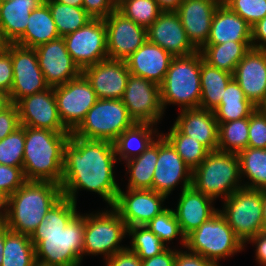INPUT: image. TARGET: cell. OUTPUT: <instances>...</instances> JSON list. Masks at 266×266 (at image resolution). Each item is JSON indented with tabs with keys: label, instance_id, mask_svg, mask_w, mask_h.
<instances>
[{
	"label": "cell",
	"instance_id": "681fc988",
	"mask_svg": "<svg viewBox=\"0 0 266 266\" xmlns=\"http://www.w3.org/2000/svg\"><path fill=\"white\" fill-rule=\"evenodd\" d=\"M13 83L11 45L8 50L0 52V91L10 93Z\"/></svg>",
	"mask_w": 266,
	"mask_h": 266
},
{
	"label": "cell",
	"instance_id": "94428289",
	"mask_svg": "<svg viewBox=\"0 0 266 266\" xmlns=\"http://www.w3.org/2000/svg\"><path fill=\"white\" fill-rule=\"evenodd\" d=\"M11 104L9 94L4 91H0V113L6 110Z\"/></svg>",
	"mask_w": 266,
	"mask_h": 266
},
{
	"label": "cell",
	"instance_id": "b9f144b4",
	"mask_svg": "<svg viewBox=\"0 0 266 266\" xmlns=\"http://www.w3.org/2000/svg\"><path fill=\"white\" fill-rule=\"evenodd\" d=\"M117 9L127 18L146 29L162 12L156 0H125Z\"/></svg>",
	"mask_w": 266,
	"mask_h": 266
},
{
	"label": "cell",
	"instance_id": "e0dca14e",
	"mask_svg": "<svg viewBox=\"0 0 266 266\" xmlns=\"http://www.w3.org/2000/svg\"><path fill=\"white\" fill-rule=\"evenodd\" d=\"M108 58L125 61L147 40V29L127 18L118 9L105 19Z\"/></svg>",
	"mask_w": 266,
	"mask_h": 266
},
{
	"label": "cell",
	"instance_id": "f907efd6",
	"mask_svg": "<svg viewBox=\"0 0 266 266\" xmlns=\"http://www.w3.org/2000/svg\"><path fill=\"white\" fill-rule=\"evenodd\" d=\"M83 8L92 18L100 19L117 9L112 0H83Z\"/></svg>",
	"mask_w": 266,
	"mask_h": 266
},
{
	"label": "cell",
	"instance_id": "7a4b0ae2",
	"mask_svg": "<svg viewBox=\"0 0 266 266\" xmlns=\"http://www.w3.org/2000/svg\"><path fill=\"white\" fill-rule=\"evenodd\" d=\"M71 133L25 126L23 172L27 181H50L60 185L64 148Z\"/></svg>",
	"mask_w": 266,
	"mask_h": 266
},
{
	"label": "cell",
	"instance_id": "91938a15",
	"mask_svg": "<svg viewBox=\"0 0 266 266\" xmlns=\"http://www.w3.org/2000/svg\"><path fill=\"white\" fill-rule=\"evenodd\" d=\"M11 44L4 33L3 26L0 24V52L8 50Z\"/></svg>",
	"mask_w": 266,
	"mask_h": 266
},
{
	"label": "cell",
	"instance_id": "2e32d148",
	"mask_svg": "<svg viewBox=\"0 0 266 266\" xmlns=\"http://www.w3.org/2000/svg\"><path fill=\"white\" fill-rule=\"evenodd\" d=\"M166 196L151 189L120 188L113 208L119 213L126 227L143 226L167 207Z\"/></svg>",
	"mask_w": 266,
	"mask_h": 266
},
{
	"label": "cell",
	"instance_id": "a7ac6f4b",
	"mask_svg": "<svg viewBox=\"0 0 266 266\" xmlns=\"http://www.w3.org/2000/svg\"><path fill=\"white\" fill-rule=\"evenodd\" d=\"M116 7L122 4L125 0H112Z\"/></svg>",
	"mask_w": 266,
	"mask_h": 266
},
{
	"label": "cell",
	"instance_id": "4fadbf2b",
	"mask_svg": "<svg viewBox=\"0 0 266 266\" xmlns=\"http://www.w3.org/2000/svg\"><path fill=\"white\" fill-rule=\"evenodd\" d=\"M121 100L135 123L157 125L162 120L160 86L150 80L130 74Z\"/></svg>",
	"mask_w": 266,
	"mask_h": 266
},
{
	"label": "cell",
	"instance_id": "9a60e30c",
	"mask_svg": "<svg viewBox=\"0 0 266 266\" xmlns=\"http://www.w3.org/2000/svg\"><path fill=\"white\" fill-rule=\"evenodd\" d=\"M178 184H182L181 191L191 187L192 169L183 161L172 144L160 134L152 190L168 198Z\"/></svg>",
	"mask_w": 266,
	"mask_h": 266
},
{
	"label": "cell",
	"instance_id": "83f0119b",
	"mask_svg": "<svg viewBox=\"0 0 266 266\" xmlns=\"http://www.w3.org/2000/svg\"><path fill=\"white\" fill-rule=\"evenodd\" d=\"M153 126L151 123H134L120 134L113 142L117 160L126 162L141 155L161 134Z\"/></svg>",
	"mask_w": 266,
	"mask_h": 266
},
{
	"label": "cell",
	"instance_id": "ffe728a7",
	"mask_svg": "<svg viewBox=\"0 0 266 266\" xmlns=\"http://www.w3.org/2000/svg\"><path fill=\"white\" fill-rule=\"evenodd\" d=\"M82 74L98 99H122L130 76L125 61L109 58L86 67Z\"/></svg>",
	"mask_w": 266,
	"mask_h": 266
},
{
	"label": "cell",
	"instance_id": "ee69618b",
	"mask_svg": "<svg viewBox=\"0 0 266 266\" xmlns=\"http://www.w3.org/2000/svg\"><path fill=\"white\" fill-rule=\"evenodd\" d=\"M25 145V126H20L0 140V164L22 167Z\"/></svg>",
	"mask_w": 266,
	"mask_h": 266
},
{
	"label": "cell",
	"instance_id": "5b68a950",
	"mask_svg": "<svg viewBox=\"0 0 266 266\" xmlns=\"http://www.w3.org/2000/svg\"><path fill=\"white\" fill-rule=\"evenodd\" d=\"M85 231V213H77L61 232L32 233L35 259L53 266H80Z\"/></svg>",
	"mask_w": 266,
	"mask_h": 266
},
{
	"label": "cell",
	"instance_id": "44dd1931",
	"mask_svg": "<svg viewBox=\"0 0 266 266\" xmlns=\"http://www.w3.org/2000/svg\"><path fill=\"white\" fill-rule=\"evenodd\" d=\"M147 40L173 57L187 56L198 51L189 41L176 11H162L147 28Z\"/></svg>",
	"mask_w": 266,
	"mask_h": 266
},
{
	"label": "cell",
	"instance_id": "484cf974",
	"mask_svg": "<svg viewBox=\"0 0 266 266\" xmlns=\"http://www.w3.org/2000/svg\"><path fill=\"white\" fill-rule=\"evenodd\" d=\"M182 134L191 136L209 151L218 147V122L214 111L195 108L180 110L173 124Z\"/></svg>",
	"mask_w": 266,
	"mask_h": 266
},
{
	"label": "cell",
	"instance_id": "e575fe53",
	"mask_svg": "<svg viewBox=\"0 0 266 266\" xmlns=\"http://www.w3.org/2000/svg\"><path fill=\"white\" fill-rule=\"evenodd\" d=\"M237 155L243 187L266 189V149L247 147ZM242 177L247 178L248 181L245 182Z\"/></svg>",
	"mask_w": 266,
	"mask_h": 266
},
{
	"label": "cell",
	"instance_id": "6125c7cd",
	"mask_svg": "<svg viewBox=\"0 0 266 266\" xmlns=\"http://www.w3.org/2000/svg\"><path fill=\"white\" fill-rule=\"evenodd\" d=\"M4 250V224L0 225V266H2V262H3V253Z\"/></svg>",
	"mask_w": 266,
	"mask_h": 266
},
{
	"label": "cell",
	"instance_id": "7c38bea8",
	"mask_svg": "<svg viewBox=\"0 0 266 266\" xmlns=\"http://www.w3.org/2000/svg\"><path fill=\"white\" fill-rule=\"evenodd\" d=\"M66 49L82 71L108 59L104 19L92 18L83 27L63 37Z\"/></svg>",
	"mask_w": 266,
	"mask_h": 266
},
{
	"label": "cell",
	"instance_id": "8fae6325",
	"mask_svg": "<svg viewBox=\"0 0 266 266\" xmlns=\"http://www.w3.org/2000/svg\"><path fill=\"white\" fill-rule=\"evenodd\" d=\"M53 88L60 119L72 133L98 98L82 73L67 83Z\"/></svg>",
	"mask_w": 266,
	"mask_h": 266
},
{
	"label": "cell",
	"instance_id": "89a4df30",
	"mask_svg": "<svg viewBox=\"0 0 266 266\" xmlns=\"http://www.w3.org/2000/svg\"><path fill=\"white\" fill-rule=\"evenodd\" d=\"M214 1L220 5H223V4H226L229 0H214Z\"/></svg>",
	"mask_w": 266,
	"mask_h": 266
},
{
	"label": "cell",
	"instance_id": "ab89813d",
	"mask_svg": "<svg viewBox=\"0 0 266 266\" xmlns=\"http://www.w3.org/2000/svg\"><path fill=\"white\" fill-rule=\"evenodd\" d=\"M127 234L132 236L131 247L127 248L141 260L152 258L168 248L146 225L128 227Z\"/></svg>",
	"mask_w": 266,
	"mask_h": 266
},
{
	"label": "cell",
	"instance_id": "bcb514c9",
	"mask_svg": "<svg viewBox=\"0 0 266 266\" xmlns=\"http://www.w3.org/2000/svg\"><path fill=\"white\" fill-rule=\"evenodd\" d=\"M248 147L266 149V114L258 107L249 116Z\"/></svg>",
	"mask_w": 266,
	"mask_h": 266
},
{
	"label": "cell",
	"instance_id": "6f0895ef",
	"mask_svg": "<svg viewBox=\"0 0 266 266\" xmlns=\"http://www.w3.org/2000/svg\"><path fill=\"white\" fill-rule=\"evenodd\" d=\"M162 11H176L184 0H156Z\"/></svg>",
	"mask_w": 266,
	"mask_h": 266
},
{
	"label": "cell",
	"instance_id": "11a10c76",
	"mask_svg": "<svg viewBox=\"0 0 266 266\" xmlns=\"http://www.w3.org/2000/svg\"><path fill=\"white\" fill-rule=\"evenodd\" d=\"M252 47L266 52V16L251 27Z\"/></svg>",
	"mask_w": 266,
	"mask_h": 266
},
{
	"label": "cell",
	"instance_id": "d6986e66",
	"mask_svg": "<svg viewBox=\"0 0 266 266\" xmlns=\"http://www.w3.org/2000/svg\"><path fill=\"white\" fill-rule=\"evenodd\" d=\"M35 50L39 67L50 87L63 85L82 73L66 49L63 37L42 44Z\"/></svg>",
	"mask_w": 266,
	"mask_h": 266
},
{
	"label": "cell",
	"instance_id": "4316f807",
	"mask_svg": "<svg viewBox=\"0 0 266 266\" xmlns=\"http://www.w3.org/2000/svg\"><path fill=\"white\" fill-rule=\"evenodd\" d=\"M228 41L252 42L251 26L225 4L219 5L212 19L206 44H223Z\"/></svg>",
	"mask_w": 266,
	"mask_h": 266
},
{
	"label": "cell",
	"instance_id": "e7e4bbea",
	"mask_svg": "<svg viewBox=\"0 0 266 266\" xmlns=\"http://www.w3.org/2000/svg\"><path fill=\"white\" fill-rule=\"evenodd\" d=\"M263 225L266 231V189L263 190Z\"/></svg>",
	"mask_w": 266,
	"mask_h": 266
},
{
	"label": "cell",
	"instance_id": "d6a6232c",
	"mask_svg": "<svg viewBox=\"0 0 266 266\" xmlns=\"http://www.w3.org/2000/svg\"><path fill=\"white\" fill-rule=\"evenodd\" d=\"M233 74L212 67L205 61H201L200 84L201 98L199 108L214 110L224 94L225 88Z\"/></svg>",
	"mask_w": 266,
	"mask_h": 266
},
{
	"label": "cell",
	"instance_id": "60d3db41",
	"mask_svg": "<svg viewBox=\"0 0 266 266\" xmlns=\"http://www.w3.org/2000/svg\"><path fill=\"white\" fill-rule=\"evenodd\" d=\"M78 212L76 203L62 197L48 210L33 233L61 232Z\"/></svg>",
	"mask_w": 266,
	"mask_h": 266
},
{
	"label": "cell",
	"instance_id": "f35d334b",
	"mask_svg": "<svg viewBox=\"0 0 266 266\" xmlns=\"http://www.w3.org/2000/svg\"><path fill=\"white\" fill-rule=\"evenodd\" d=\"M175 148L183 161L193 170L210 152L203 144L182 134L174 125L166 134L161 133Z\"/></svg>",
	"mask_w": 266,
	"mask_h": 266
},
{
	"label": "cell",
	"instance_id": "7bdbcfd3",
	"mask_svg": "<svg viewBox=\"0 0 266 266\" xmlns=\"http://www.w3.org/2000/svg\"><path fill=\"white\" fill-rule=\"evenodd\" d=\"M146 226L166 245L173 239H181L180 245H186V237L181 231L180 225L174 214L173 208H166L160 214L156 215Z\"/></svg>",
	"mask_w": 266,
	"mask_h": 266
},
{
	"label": "cell",
	"instance_id": "5bb4252c",
	"mask_svg": "<svg viewBox=\"0 0 266 266\" xmlns=\"http://www.w3.org/2000/svg\"><path fill=\"white\" fill-rule=\"evenodd\" d=\"M11 60L13 68V83L9 93L11 103L16 104L25 96L42 92L50 87L39 67L35 49L12 43Z\"/></svg>",
	"mask_w": 266,
	"mask_h": 266
},
{
	"label": "cell",
	"instance_id": "6da1fadb",
	"mask_svg": "<svg viewBox=\"0 0 266 266\" xmlns=\"http://www.w3.org/2000/svg\"><path fill=\"white\" fill-rule=\"evenodd\" d=\"M117 162L114 144L90 140L72 133L64 148L62 195L77 204L79 190L95 192L113 207L120 190L115 180Z\"/></svg>",
	"mask_w": 266,
	"mask_h": 266
},
{
	"label": "cell",
	"instance_id": "277c9868",
	"mask_svg": "<svg viewBox=\"0 0 266 266\" xmlns=\"http://www.w3.org/2000/svg\"><path fill=\"white\" fill-rule=\"evenodd\" d=\"M200 51L187 56L173 57L163 83L160 101L163 111L167 105H178L181 110L199 108L201 98Z\"/></svg>",
	"mask_w": 266,
	"mask_h": 266
},
{
	"label": "cell",
	"instance_id": "7dc6e473",
	"mask_svg": "<svg viewBox=\"0 0 266 266\" xmlns=\"http://www.w3.org/2000/svg\"><path fill=\"white\" fill-rule=\"evenodd\" d=\"M26 181L23 167L0 164V191L5 193L8 197L19 189Z\"/></svg>",
	"mask_w": 266,
	"mask_h": 266
},
{
	"label": "cell",
	"instance_id": "f5cc1de1",
	"mask_svg": "<svg viewBox=\"0 0 266 266\" xmlns=\"http://www.w3.org/2000/svg\"><path fill=\"white\" fill-rule=\"evenodd\" d=\"M105 266H142L141 259L128 248L105 259Z\"/></svg>",
	"mask_w": 266,
	"mask_h": 266
},
{
	"label": "cell",
	"instance_id": "836d02e7",
	"mask_svg": "<svg viewBox=\"0 0 266 266\" xmlns=\"http://www.w3.org/2000/svg\"><path fill=\"white\" fill-rule=\"evenodd\" d=\"M158 160V137L139 156L126 161L129 173L126 189H151L156 162Z\"/></svg>",
	"mask_w": 266,
	"mask_h": 266
},
{
	"label": "cell",
	"instance_id": "003e7915",
	"mask_svg": "<svg viewBox=\"0 0 266 266\" xmlns=\"http://www.w3.org/2000/svg\"><path fill=\"white\" fill-rule=\"evenodd\" d=\"M262 112H264L266 114V97L264 99V101L259 105L258 107Z\"/></svg>",
	"mask_w": 266,
	"mask_h": 266
},
{
	"label": "cell",
	"instance_id": "1f68e13d",
	"mask_svg": "<svg viewBox=\"0 0 266 266\" xmlns=\"http://www.w3.org/2000/svg\"><path fill=\"white\" fill-rule=\"evenodd\" d=\"M257 107L243 93L238 82L232 78L227 84L220 104L213 110L218 123L249 118Z\"/></svg>",
	"mask_w": 266,
	"mask_h": 266
},
{
	"label": "cell",
	"instance_id": "9c48e42d",
	"mask_svg": "<svg viewBox=\"0 0 266 266\" xmlns=\"http://www.w3.org/2000/svg\"><path fill=\"white\" fill-rule=\"evenodd\" d=\"M134 123L121 99H97L72 134L84 139L113 143Z\"/></svg>",
	"mask_w": 266,
	"mask_h": 266
},
{
	"label": "cell",
	"instance_id": "816d5d0a",
	"mask_svg": "<svg viewBox=\"0 0 266 266\" xmlns=\"http://www.w3.org/2000/svg\"><path fill=\"white\" fill-rule=\"evenodd\" d=\"M174 266H218L213 261L204 258L200 254L177 249Z\"/></svg>",
	"mask_w": 266,
	"mask_h": 266
},
{
	"label": "cell",
	"instance_id": "74e56055",
	"mask_svg": "<svg viewBox=\"0 0 266 266\" xmlns=\"http://www.w3.org/2000/svg\"><path fill=\"white\" fill-rule=\"evenodd\" d=\"M249 118L218 123V147L222 152L238 154L248 147Z\"/></svg>",
	"mask_w": 266,
	"mask_h": 266
},
{
	"label": "cell",
	"instance_id": "03108f58",
	"mask_svg": "<svg viewBox=\"0 0 266 266\" xmlns=\"http://www.w3.org/2000/svg\"><path fill=\"white\" fill-rule=\"evenodd\" d=\"M31 266H53V265H49L41 261L35 260Z\"/></svg>",
	"mask_w": 266,
	"mask_h": 266
},
{
	"label": "cell",
	"instance_id": "ba28073f",
	"mask_svg": "<svg viewBox=\"0 0 266 266\" xmlns=\"http://www.w3.org/2000/svg\"><path fill=\"white\" fill-rule=\"evenodd\" d=\"M125 235H128L126 224L113 207L85 214L82 260L84 255H103L105 260L125 250L127 246H120Z\"/></svg>",
	"mask_w": 266,
	"mask_h": 266
},
{
	"label": "cell",
	"instance_id": "4dcf8cb0",
	"mask_svg": "<svg viewBox=\"0 0 266 266\" xmlns=\"http://www.w3.org/2000/svg\"><path fill=\"white\" fill-rule=\"evenodd\" d=\"M252 48V42L228 41L223 44H205L199 51L207 64L233 74L238 62Z\"/></svg>",
	"mask_w": 266,
	"mask_h": 266
},
{
	"label": "cell",
	"instance_id": "7402d4cb",
	"mask_svg": "<svg viewBox=\"0 0 266 266\" xmlns=\"http://www.w3.org/2000/svg\"><path fill=\"white\" fill-rule=\"evenodd\" d=\"M233 78L246 98L256 107L266 97V52L255 48L238 62Z\"/></svg>",
	"mask_w": 266,
	"mask_h": 266
},
{
	"label": "cell",
	"instance_id": "8d00e7d4",
	"mask_svg": "<svg viewBox=\"0 0 266 266\" xmlns=\"http://www.w3.org/2000/svg\"><path fill=\"white\" fill-rule=\"evenodd\" d=\"M44 2L49 6L60 37L75 32L92 19L83 7L69 6L54 0Z\"/></svg>",
	"mask_w": 266,
	"mask_h": 266
},
{
	"label": "cell",
	"instance_id": "cb8c5ba5",
	"mask_svg": "<svg viewBox=\"0 0 266 266\" xmlns=\"http://www.w3.org/2000/svg\"><path fill=\"white\" fill-rule=\"evenodd\" d=\"M173 56L148 40L126 60L131 75L150 80L159 86L163 83Z\"/></svg>",
	"mask_w": 266,
	"mask_h": 266
},
{
	"label": "cell",
	"instance_id": "d590c367",
	"mask_svg": "<svg viewBox=\"0 0 266 266\" xmlns=\"http://www.w3.org/2000/svg\"><path fill=\"white\" fill-rule=\"evenodd\" d=\"M2 266H31L35 259V247L29 237L11 231L4 224V250Z\"/></svg>",
	"mask_w": 266,
	"mask_h": 266
},
{
	"label": "cell",
	"instance_id": "f1b7e54d",
	"mask_svg": "<svg viewBox=\"0 0 266 266\" xmlns=\"http://www.w3.org/2000/svg\"><path fill=\"white\" fill-rule=\"evenodd\" d=\"M45 0H2L0 1V24L11 43H15L24 33L33 9Z\"/></svg>",
	"mask_w": 266,
	"mask_h": 266
},
{
	"label": "cell",
	"instance_id": "ac0fdd59",
	"mask_svg": "<svg viewBox=\"0 0 266 266\" xmlns=\"http://www.w3.org/2000/svg\"><path fill=\"white\" fill-rule=\"evenodd\" d=\"M16 106L20 126L71 133L60 119L53 87L25 96L16 103Z\"/></svg>",
	"mask_w": 266,
	"mask_h": 266
},
{
	"label": "cell",
	"instance_id": "9f6ffc18",
	"mask_svg": "<svg viewBox=\"0 0 266 266\" xmlns=\"http://www.w3.org/2000/svg\"><path fill=\"white\" fill-rule=\"evenodd\" d=\"M252 243L255 246V256L260 266H266V231L260 232L250 238L245 244Z\"/></svg>",
	"mask_w": 266,
	"mask_h": 266
},
{
	"label": "cell",
	"instance_id": "680465c9",
	"mask_svg": "<svg viewBox=\"0 0 266 266\" xmlns=\"http://www.w3.org/2000/svg\"><path fill=\"white\" fill-rule=\"evenodd\" d=\"M8 214V196L0 191V225L5 224Z\"/></svg>",
	"mask_w": 266,
	"mask_h": 266
},
{
	"label": "cell",
	"instance_id": "d4e9b609",
	"mask_svg": "<svg viewBox=\"0 0 266 266\" xmlns=\"http://www.w3.org/2000/svg\"><path fill=\"white\" fill-rule=\"evenodd\" d=\"M179 197L177 207L173 211L185 237L219 210L213 207L212 198L192 186L182 190Z\"/></svg>",
	"mask_w": 266,
	"mask_h": 266
},
{
	"label": "cell",
	"instance_id": "8992f818",
	"mask_svg": "<svg viewBox=\"0 0 266 266\" xmlns=\"http://www.w3.org/2000/svg\"><path fill=\"white\" fill-rule=\"evenodd\" d=\"M191 186L212 198H228L243 187L237 154L210 151L199 166L192 170Z\"/></svg>",
	"mask_w": 266,
	"mask_h": 266
},
{
	"label": "cell",
	"instance_id": "f546056e",
	"mask_svg": "<svg viewBox=\"0 0 266 266\" xmlns=\"http://www.w3.org/2000/svg\"><path fill=\"white\" fill-rule=\"evenodd\" d=\"M59 37L49 6L44 2L31 11L25 33L15 44L35 49Z\"/></svg>",
	"mask_w": 266,
	"mask_h": 266
},
{
	"label": "cell",
	"instance_id": "30bf717a",
	"mask_svg": "<svg viewBox=\"0 0 266 266\" xmlns=\"http://www.w3.org/2000/svg\"><path fill=\"white\" fill-rule=\"evenodd\" d=\"M223 201V209L219 211L244 245L264 231L263 190L242 187Z\"/></svg>",
	"mask_w": 266,
	"mask_h": 266
},
{
	"label": "cell",
	"instance_id": "c3c4849f",
	"mask_svg": "<svg viewBox=\"0 0 266 266\" xmlns=\"http://www.w3.org/2000/svg\"><path fill=\"white\" fill-rule=\"evenodd\" d=\"M20 127L19 112L16 104H11L0 113V140Z\"/></svg>",
	"mask_w": 266,
	"mask_h": 266
},
{
	"label": "cell",
	"instance_id": "52a82bcc",
	"mask_svg": "<svg viewBox=\"0 0 266 266\" xmlns=\"http://www.w3.org/2000/svg\"><path fill=\"white\" fill-rule=\"evenodd\" d=\"M246 247L228 225L226 218L218 210L199 228L186 236L185 248L200 254L219 265L220 259L230 258Z\"/></svg>",
	"mask_w": 266,
	"mask_h": 266
},
{
	"label": "cell",
	"instance_id": "db71d44e",
	"mask_svg": "<svg viewBox=\"0 0 266 266\" xmlns=\"http://www.w3.org/2000/svg\"><path fill=\"white\" fill-rule=\"evenodd\" d=\"M176 249L170 246L162 253L155 255L152 258L141 260L142 266H174Z\"/></svg>",
	"mask_w": 266,
	"mask_h": 266
},
{
	"label": "cell",
	"instance_id": "3957f363",
	"mask_svg": "<svg viewBox=\"0 0 266 266\" xmlns=\"http://www.w3.org/2000/svg\"><path fill=\"white\" fill-rule=\"evenodd\" d=\"M62 189L50 181H26L8 197L5 225L11 231L31 235L48 210L61 198Z\"/></svg>",
	"mask_w": 266,
	"mask_h": 266
},
{
	"label": "cell",
	"instance_id": "603a6c76",
	"mask_svg": "<svg viewBox=\"0 0 266 266\" xmlns=\"http://www.w3.org/2000/svg\"><path fill=\"white\" fill-rule=\"evenodd\" d=\"M219 5L214 0H184L176 10L189 41L197 50L208 41L212 19Z\"/></svg>",
	"mask_w": 266,
	"mask_h": 266
},
{
	"label": "cell",
	"instance_id": "be15d7a7",
	"mask_svg": "<svg viewBox=\"0 0 266 266\" xmlns=\"http://www.w3.org/2000/svg\"><path fill=\"white\" fill-rule=\"evenodd\" d=\"M58 3H63L74 7H83V0H54Z\"/></svg>",
	"mask_w": 266,
	"mask_h": 266
},
{
	"label": "cell",
	"instance_id": "f6af8a7d",
	"mask_svg": "<svg viewBox=\"0 0 266 266\" xmlns=\"http://www.w3.org/2000/svg\"><path fill=\"white\" fill-rule=\"evenodd\" d=\"M225 5L251 27L266 16V0H229Z\"/></svg>",
	"mask_w": 266,
	"mask_h": 266
}]
</instances>
